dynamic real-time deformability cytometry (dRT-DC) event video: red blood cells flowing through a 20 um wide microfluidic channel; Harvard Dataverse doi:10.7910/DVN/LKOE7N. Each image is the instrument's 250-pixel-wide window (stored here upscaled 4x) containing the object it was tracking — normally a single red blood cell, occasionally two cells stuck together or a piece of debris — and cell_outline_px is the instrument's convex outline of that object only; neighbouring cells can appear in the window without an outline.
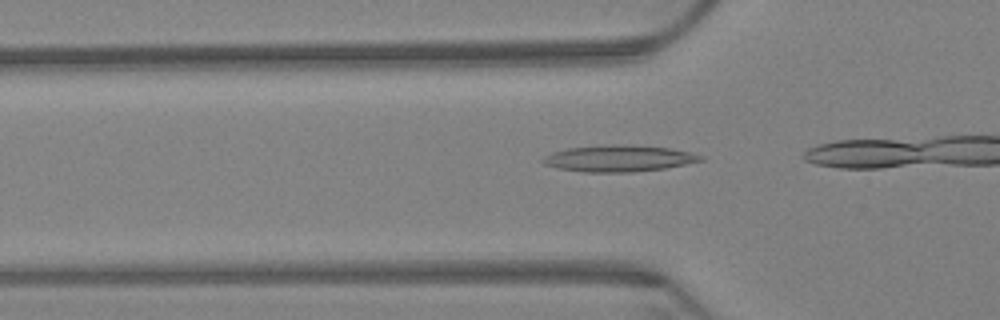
{"species": "Egyptian fruit bat (a non-hibernating species)", "species_latin": "Rousettus aegyptiacus", "temperature_condition": "warm", "stored_images_in_passage": 40, "camera_frame_rate_fps": 3000, "um_per_image_px": 0.085, "animal": {"sex": "female"}, "frame": {"image": 1, "passage_image": 12, "time_ms": 3.667, "image_size_px": [1000, 320], "cell_outline_px": [[704, 160], [664, 168], [632, 172], [584, 172], [556, 168], [544, 164], [540, 160], [544, 156], [552, 152], [568, 148], [668, 148], [688, 152], [704, 156]], "centroid_in_image_um": [52.54, 13.54], "position_along_channel_um": 73.3, "area_um2": 22.6}}
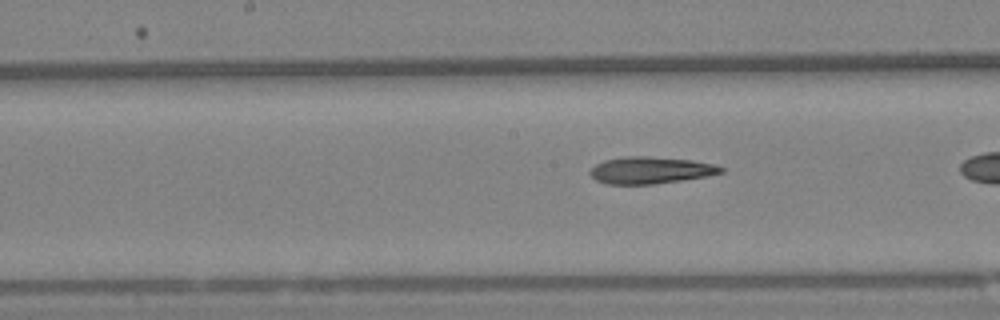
{"frame": {"image": 2, "passage_image": 23, "time_ms": 7.333, "image_size_px": [1000, 320], "cell_outline_px": [[724, 172], [708, 176], [652, 184], [604, 184], [596, 180], [588, 172], [596, 164], [604, 160], [624, 156], [648, 156], [692, 160], [712, 164], [724, 168]], "centroid_in_image_um": [55.27, 14.46], "position_along_channel_um": 192.9, "area_um2": 20.46}}